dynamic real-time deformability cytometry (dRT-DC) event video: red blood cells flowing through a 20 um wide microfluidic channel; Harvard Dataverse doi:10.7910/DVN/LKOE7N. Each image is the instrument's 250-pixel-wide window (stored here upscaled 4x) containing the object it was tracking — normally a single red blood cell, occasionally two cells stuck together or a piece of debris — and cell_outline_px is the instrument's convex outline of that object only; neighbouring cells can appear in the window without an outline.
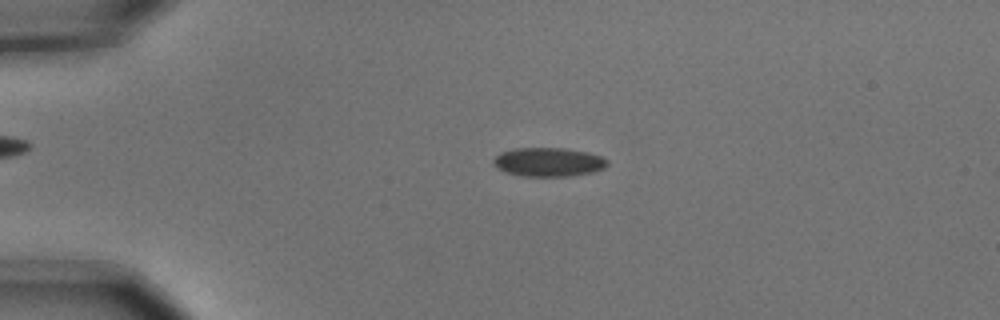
{"species": "common noctule bat (a hibernating species)", "species_latin": "Nyctalus noctula", "temperature_condition": "cold", "stored_images_in_passage": 4, "camera_frame_rate_fps": 3000, "um_per_image_px": 0.085, "animal": {"sex": "male", "body_mass_g": 15.6}, "frame": {"image": 1, "passage_image": 3, "time_ms": 0.667, "image_size_px": [1000, 320], "cell_outline_px": [[608, 164], [604, 168], [592, 172], [568, 176], [520, 176], [504, 172], [496, 168], [492, 164], [492, 160], [500, 152], [516, 148], [564, 148], [588, 152], [600, 156], [608, 160]], "centroid_in_image_um": [46.58, 13.77], "position_along_channel_um": 38.4, "area_um2": 19.31}}